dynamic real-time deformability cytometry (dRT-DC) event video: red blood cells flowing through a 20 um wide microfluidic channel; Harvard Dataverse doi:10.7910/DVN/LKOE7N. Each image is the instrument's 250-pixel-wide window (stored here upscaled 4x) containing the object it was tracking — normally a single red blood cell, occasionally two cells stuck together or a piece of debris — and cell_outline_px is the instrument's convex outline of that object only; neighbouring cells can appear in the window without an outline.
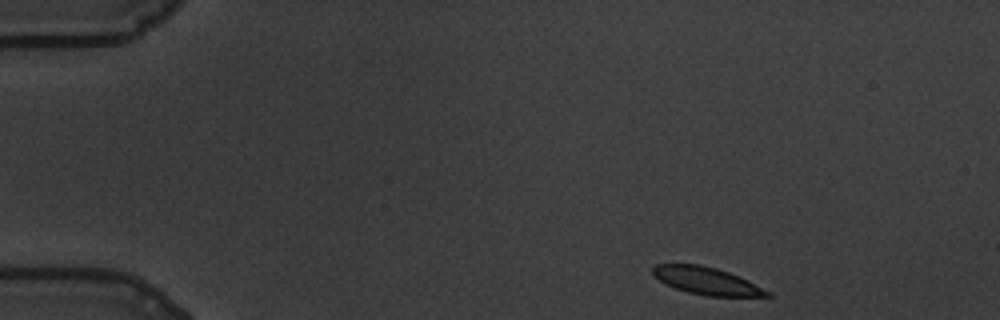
{"species": "common noctule bat (a hibernating species)", "species_latin": "Nyctalus noctula", "temperature_condition": "warm", "stored_images_in_passage": 52, "camera_frame_rate_fps": 3000, "um_per_image_px": 0.085, "animal": {"sex": "male", "body_mass_g": 19.5, "forearm_length_mm": 54.6}, "frame": {"image": 1, "passage_image": 1, "time_ms": 0.0, "image_size_px": [1000, 320], "cell_outline_px": [[772, 296], [708, 296], [688, 292], [664, 284], [652, 272], [652, 268], [656, 264], [700, 264], [716, 268], [740, 276], [772, 292]], "centroid_in_image_um": [60.09, 23.87], "position_along_channel_um": 24.9, "area_um2": 18.21}}
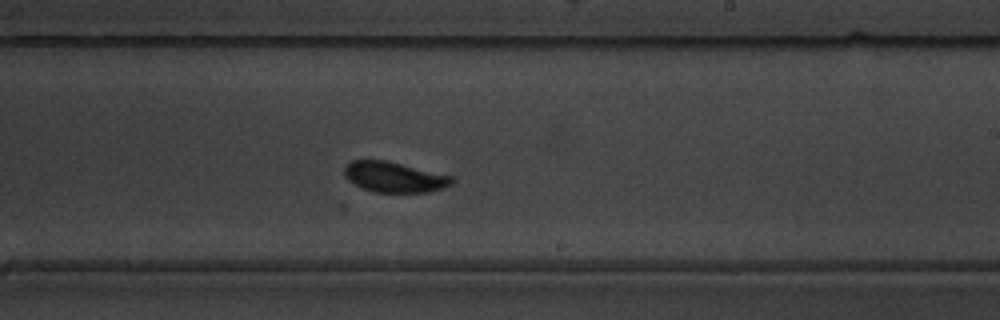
{"frame": {"image": 2, "passage_image": 29, "time_ms": 9.333, "image_size_px": [1000, 320], "cell_outline_px": [[452, 184], [428, 192], [372, 192], [360, 188], [352, 184], [344, 176], [344, 168], [352, 160], [388, 160], [452, 176]], "centroid_in_image_um": [33.45, 15.05], "position_along_channel_um": 255.5, "area_um2": 19.13}}
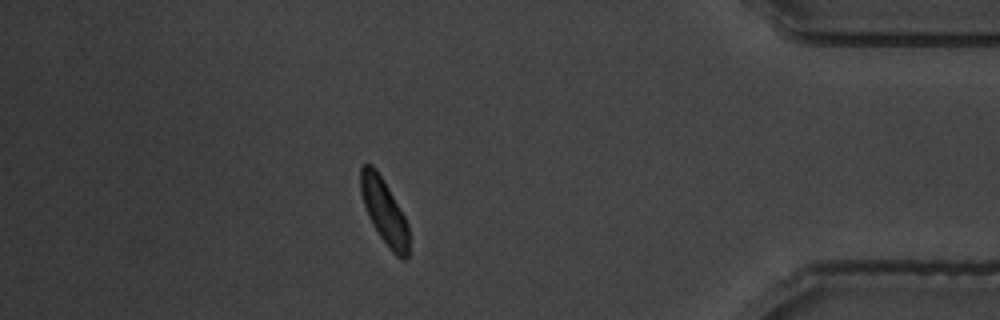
{"frame": {"image": 3, "passage_image": 45, "time_ms": 14.667, "image_size_px": [1000, 320], "cell_outline_px": [[408, 256], [404, 260], [400, 260], [392, 252], [380, 236], [372, 224], [368, 216], [360, 192], [360, 168], [364, 164], [372, 164], [376, 168], [388, 188], [404, 216], [408, 224]], "centroid_in_image_um": [32.64, 17.97], "position_along_channel_um": 402.6, "area_um2": 18.15}, "authors_computed_cell_mechanics": {"area_um2": 19.074, "velocity_mm_per_s": 3.4176, "shape_relaxation_time_tau1_ms": 2.9884, "shape_relaxation_time_tau2_ms": 0.9723, "deformation_change_tau1": 0.1431, "deformation_change_tau2": 0.0688}}